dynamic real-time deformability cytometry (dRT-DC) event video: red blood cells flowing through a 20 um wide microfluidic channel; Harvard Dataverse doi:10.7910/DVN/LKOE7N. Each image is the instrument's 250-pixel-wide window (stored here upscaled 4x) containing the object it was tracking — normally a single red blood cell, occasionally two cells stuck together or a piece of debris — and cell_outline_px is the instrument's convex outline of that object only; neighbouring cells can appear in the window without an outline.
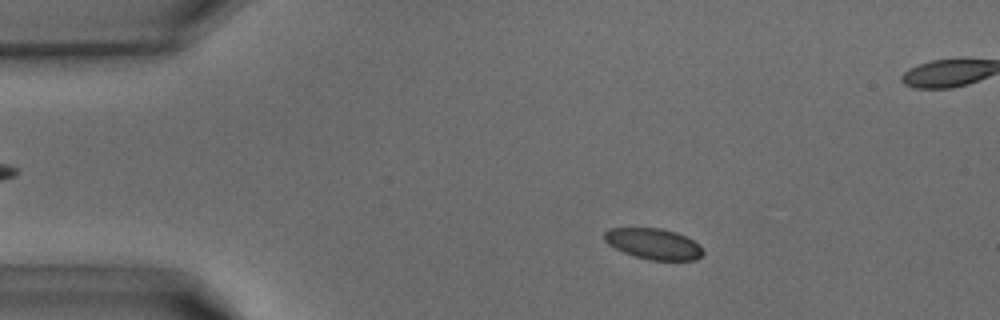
{"species": "common noctule bat (a hibernating species)", "species_latin": "Nyctalus noctula", "temperature_condition": "warm", "stored_images_in_passage": 40, "segment_of_instrument_passage": [1, 2], "camera_frame_rate_fps": 3000, "um_per_image_px": 0.085, "animal": {"sex": "male", "body_mass_g": 15.6}, "frame": {"image": 1, "passage_image": 6, "time_ms": 1.667, "image_size_px": [1000, 320], "cell_outline_px": [[704, 252], [696, 260], [652, 260], [636, 256], [624, 252], [608, 244], [604, 240], [604, 232], [608, 228], [660, 228], [676, 232], [692, 240]], "centroid_in_image_um": [55.51, 20.72], "position_along_channel_um": 29.5, "area_um2": 17.46}}
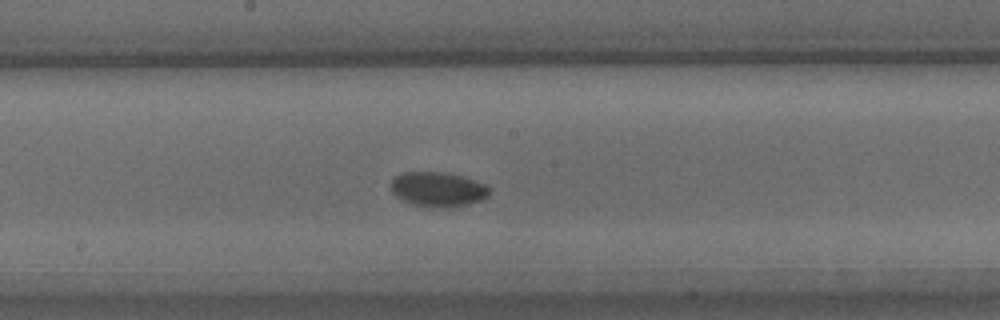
{"frame": {"image": 2, "passage_image": 20, "time_ms": 6.333, "image_size_px": [1000, 320], "cell_outline_px": [[492, 188], [488, 196], [484, 200], [468, 204], [444, 208], [428, 208], [404, 200], [396, 196], [392, 192], [392, 180], [396, 176], [404, 172], [444, 172], [460, 176], [484, 184]], "centroid_in_image_um": [37.26, 16.1], "position_along_channel_um": 210.9, "area_um2": 19.83}}
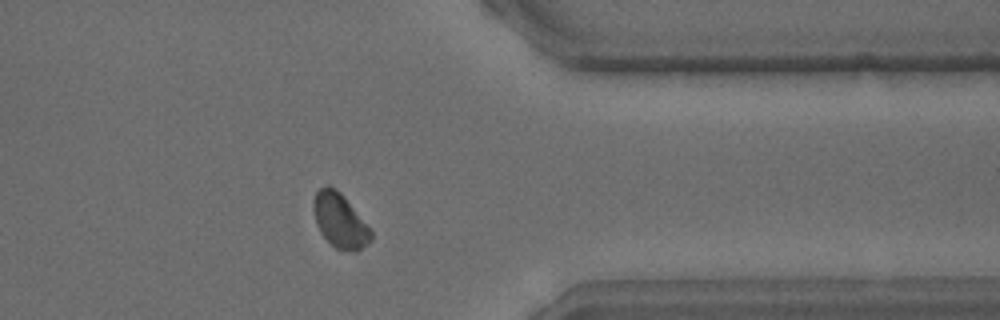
{"frame": {"image": 3, "passage_image": 31, "time_ms": 10.0, "image_size_px": [1000, 320], "cell_outline_px": [[372, 240], [356, 252], [352, 252], [336, 248], [320, 232], [316, 224], [312, 208], [312, 200], [316, 192], [320, 188], [328, 184], [336, 188], [344, 196], [368, 224], [372, 232]], "centroid_in_image_um": [28.89, 18.73], "position_along_channel_um": 382.5, "area_um2": 18.44}}